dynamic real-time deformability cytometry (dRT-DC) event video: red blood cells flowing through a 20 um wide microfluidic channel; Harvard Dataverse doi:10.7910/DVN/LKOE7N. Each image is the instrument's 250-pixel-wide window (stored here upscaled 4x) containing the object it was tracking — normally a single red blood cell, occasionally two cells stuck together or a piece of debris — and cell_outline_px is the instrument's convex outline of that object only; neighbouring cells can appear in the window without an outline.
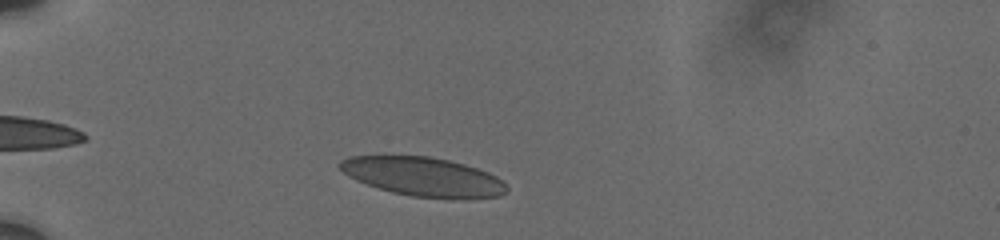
{"species": "human", "species_latin": "Homo sapiens", "temperature_condition": "cold", "stored_images_in_passage": 5, "camera_frame_rate_fps": 3000, "um_per_image_px": 0.085, "donor": {"sex": "male"}, "frame": {"image": 1, "passage_image": 3, "time_ms": 1.667, "image_size_px": [1000, 240], "cell_outline_px": [[508, 192], [500, 196], [464, 200], [452, 200], [412, 196], [392, 192], [356, 180], [348, 176], [336, 164], [340, 160], [348, 156], [428, 156], [448, 160], [464, 164], [488, 172], [496, 176], [508, 188]], "centroid_in_image_um": [36.0, 15.04], "position_along_channel_um": 49.0, "area_um2": 38.21}}